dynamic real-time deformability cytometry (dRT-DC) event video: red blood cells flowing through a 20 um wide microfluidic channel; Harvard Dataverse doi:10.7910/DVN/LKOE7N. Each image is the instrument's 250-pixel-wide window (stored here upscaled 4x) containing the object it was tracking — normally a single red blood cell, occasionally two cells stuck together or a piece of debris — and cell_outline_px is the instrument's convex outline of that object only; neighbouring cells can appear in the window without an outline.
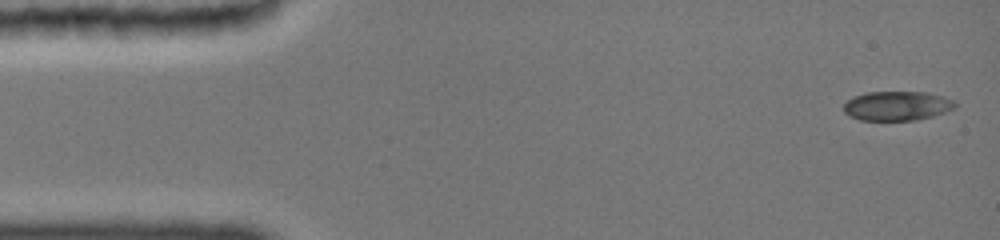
{"species": "common noctule bat (a hibernating species)", "species_latin": "Nyctalus noctula", "temperature_condition": "cold", "stored_images_in_passage": 10, "camera_frame_rate_fps": 3000, "um_per_image_px": 0.085, "animal": {"sex": "female", "body_mass_g": 19.0, "forearm_length_mm": 51.5}, "frame": {"image": 1, "passage_image": 1, "time_ms": 0.0, "image_size_px": [1000, 240], "cell_outline_px": [[956, 108], [932, 116], [916, 120], [860, 120], [848, 116], [844, 112], [844, 104], [852, 96], [868, 92], [928, 92], [952, 100], [956, 104]], "centroid_in_image_um": [76.21, 9.0], "position_along_channel_um": 8.8, "area_um2": 19.02}}
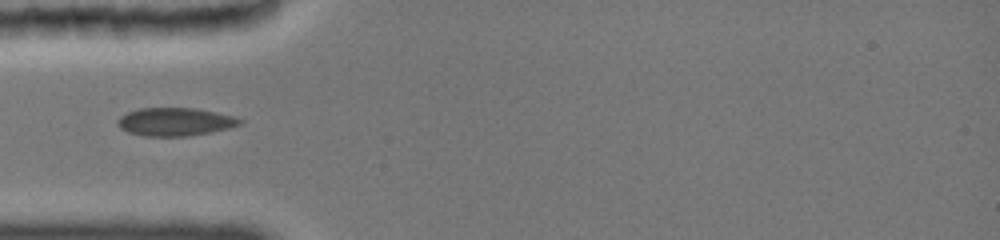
{"frame": {"image": 2, "passage_image": 9, "time_ms": 4.333, "image_size_px": [1000, 240], "cell_outline_px": [[244, 120], [240, 124], [228, 128], [212, 132], [188, 136], [144, 136], [128, 132], [120, 128], [116, 124], [116, 120], [120, 116], [128, 112], [140, 108], [192, 108], [232, 116]], "centroid_in_image_um": [14.83, 10.36], "position_along_channel_um": 70.2, "area_um2": 19.88}}